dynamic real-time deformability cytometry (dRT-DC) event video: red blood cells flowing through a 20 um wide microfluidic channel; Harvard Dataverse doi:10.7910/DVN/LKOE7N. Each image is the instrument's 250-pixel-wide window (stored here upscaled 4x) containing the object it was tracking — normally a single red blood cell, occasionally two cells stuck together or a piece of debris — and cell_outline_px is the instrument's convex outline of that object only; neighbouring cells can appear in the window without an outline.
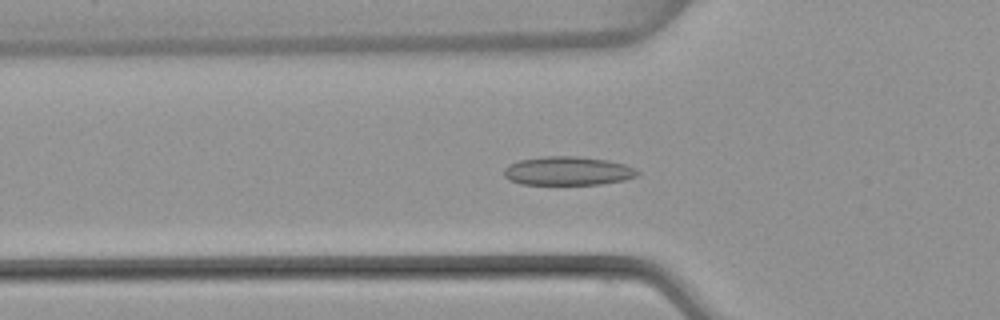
{"species": "common noctule bat (a hibernating species)", "species_latin": "Nyctalus noctula", "temperature_condition": "warm", "stored_images_in_passage": 53, "camera_frame_rate_fps": 3000, "um_per_image_px": 0.085, "animal": {"sex": "female", "body_mass_g": 22.7, "forearm_length_mm": 54.2}, "frame": {"image": 1, "passage_image": 18, "time_ms": 5.667, "image_size_px": [1000, 320], "cell_outline_px": [[640, 172], [636, 176], [624, 180], [600, 184], [520, 184], [508, 180], [504, 176], [504, 168], [508, 164], [520, 160], [544, 156], [580, 156], [608, 160], [624, 164]], "centroid_in_image_um": [48.22, 14.52], "position_along_channel_um": 77.6, "area_um2": 22.37}}
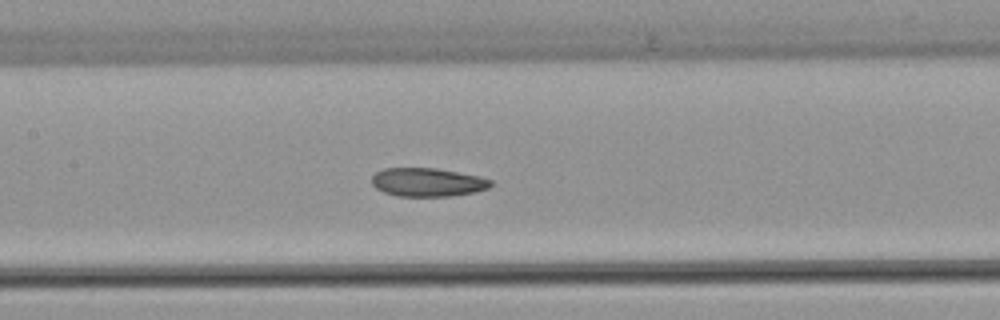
{"frame": {"image": 2, "passage_image": 25, "time_ms": 8.0, "image_size_px": [1000, 320], "cell_outline_px": [[492, 184], [488, 188], [476, 192], [452, 196], [396, 196], [384, 192], [376, 188], [372, 184], [372, 176], [376, 172], [384, 168], [436, 168], [480, 176], [492, 180]], "centroid_in_image_um": [36.35, 15.49], "position_along_channel_um": 171.0, "area_um2": 19.88}}
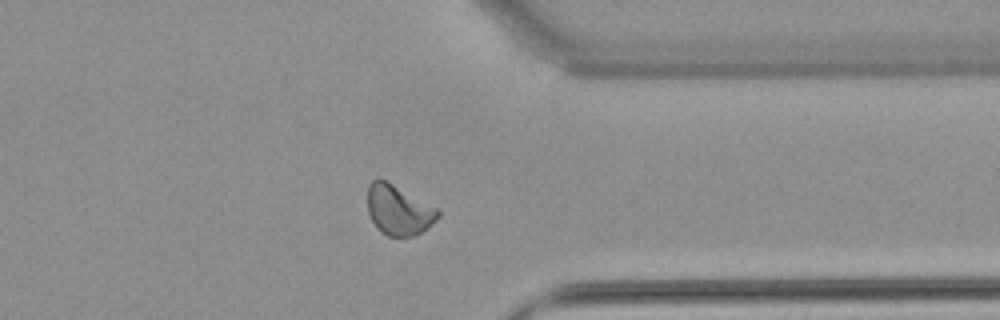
{"frame": {"image": 3, "passage_image": 41, "time_ms": 13.333, "image_size_px": [1000, 320], "cell_outline_px": [[440, 216], [432, 224], [416, 236], [388, 236], [380, 232], [376, 228], [368, 212], [368, 184], [372, 180], [384, 180], [392, 184], [436, 208], [440, 212]], "centroid_in_image_um": [33.86, 17.89], "position_along_channel_um": 377.5, "area_um2": 20.17}, "authors_computed_cell_mechanics": {"area_um2": 20.6924, "velocity_mm_per_s": 3.9778, "shape_relaxation_time_tau1_ms": null, "shape_relaxation_time_tau2_ms": 3.8568, "deformation_change_tau1": null, "deformation_change_tau2": 0.0713}}